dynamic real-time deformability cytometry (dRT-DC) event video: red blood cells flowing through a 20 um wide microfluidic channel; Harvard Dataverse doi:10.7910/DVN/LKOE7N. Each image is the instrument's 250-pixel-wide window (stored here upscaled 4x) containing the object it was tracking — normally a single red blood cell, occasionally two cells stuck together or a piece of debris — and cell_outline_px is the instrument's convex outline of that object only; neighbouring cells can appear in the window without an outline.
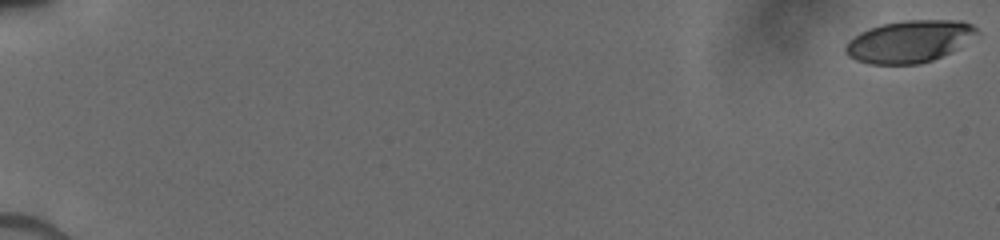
{"species": "human", "species_latin": "Homo sapiens", "temperature_condition": "cold", "stored_images_in_passage": 53, "camera_frame_rate_fps": 3000, "um_per_image_px": 0.085, "donor": {"sex": "male"}, "frame": {"image": 1, "passage_image": 1, "time_ms": 0.0, "image_size_px": [1000, 240], "cell_outline_px": [[980, 36], [932, 60], [920, 64], [872, 64], [856, 60], [844, 48], [848, 40], [860, 32], [884, 24], [904, 20], [960, 20], [972, 24], [980, 32]], "centroid_in_image_um": [77.36, 3.51], "position_along_channel_um": 7.6, "area_um2": 32.02}}
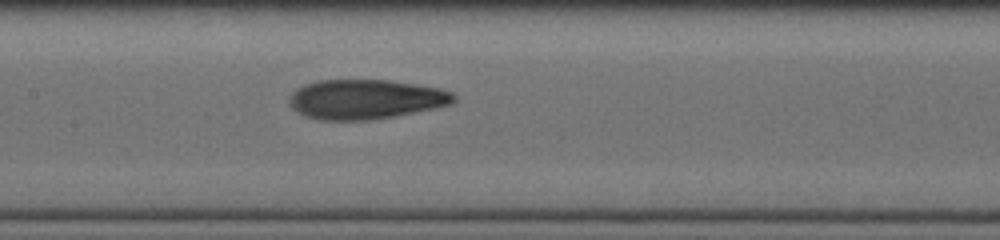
{"frame": {"image": 2, "passage_image": 29, "time_ms": 9.333, "image_size_px": [1000, 240], "cell_outline_px": [[456, 100], [452, 104], [436, 108], [392, 116], [368, 120], [320, 120], [308, 116], [292, 108], [288, 100], [288, 96], [296, 88], [304, 84], [320, 80], [388, 80], [416, 84], [440, 88], [452, 92], [456, 96]], "centroid_in_image_um": [31.08, 8.43], "position_along_channel_um": 176.3, "area_um2": 37.97}}
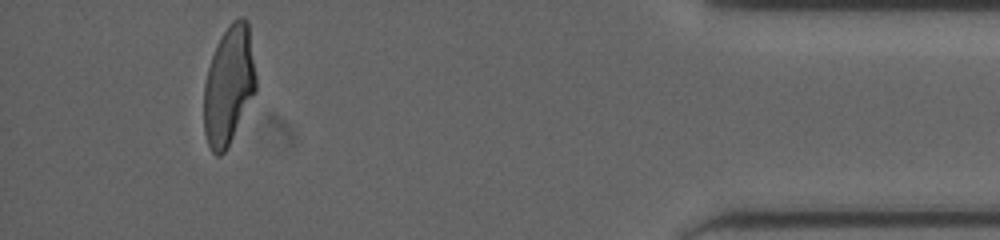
{"frame": {"image": 3, "passage_image": 50, "time_ms": 16.333, "image_size_px": [1000, 240], "cell_outline_px": [[256, 92], [224, 152], [220, 156], [216, 156], [212, 152], [208, 144], [204, 132], [204, 84], [208, 68], [212, 56], [228, 24], [232, 20], [240, 16], [244, 16], [248, 20], [256, 76]], "centroid_in_image_um": [19.45, 7.23], "position_along_channel_um": 415.7, "area_um2": 35.84}}